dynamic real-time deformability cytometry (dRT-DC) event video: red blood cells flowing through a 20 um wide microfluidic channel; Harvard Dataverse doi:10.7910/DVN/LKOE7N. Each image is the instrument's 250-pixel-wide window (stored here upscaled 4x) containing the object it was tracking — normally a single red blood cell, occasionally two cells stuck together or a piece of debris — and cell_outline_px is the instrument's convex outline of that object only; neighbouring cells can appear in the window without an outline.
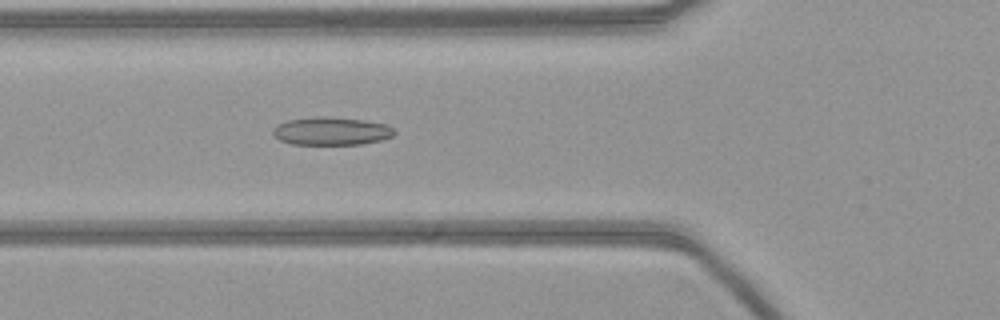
{"species": "common noctule bat (a hibernating species)", "species_latin": "Nyctalus noctula", "temperature_condition": "warm", "stored_images_in_passage": 47, "camera_frame_rate_fps": 3000, "um_per_image_px": 0.085, "animal": {"sex": "female", "body_mass_g": 21.9}, "frame": {"image": 1, "passage_image": 13, "time_ms": 4.0, "image_size_px": [1000, 320], "cell_outline_px": [[396, 132], [392, 136], [380, 140], [360, 144], [292, 144], [280, 140], [272, 136], [272, 128], [276, 124], [288, 120], [316, 116], [328, 116], [364, 120], [388, 124], [396, 128]], "centroid_in_image_um": [28.15, 11.13], "position_along_channel_um": 97.6, "area_um2": 20.11}}
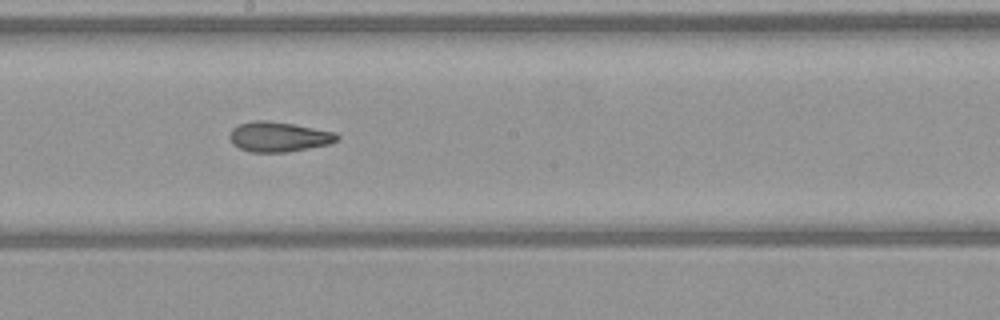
{"frame": {"image": 2, "passage_image": 23, "time_ms": 7.333, "image_size_px": [1000, 320], "cell_outline_px": [[340, 140], [328, 144], [288, 152], [252, 152], [240, 148], [232, 144], [228, 136], [232, 128], [240, 124], [252, 120], [264, 120], [292, 124], [336, 132], [340, 136]], "centroid_in_image_um": [23.68, 11.62], "position_along_channel_um": 224.5, "area_um2": 18.79}}
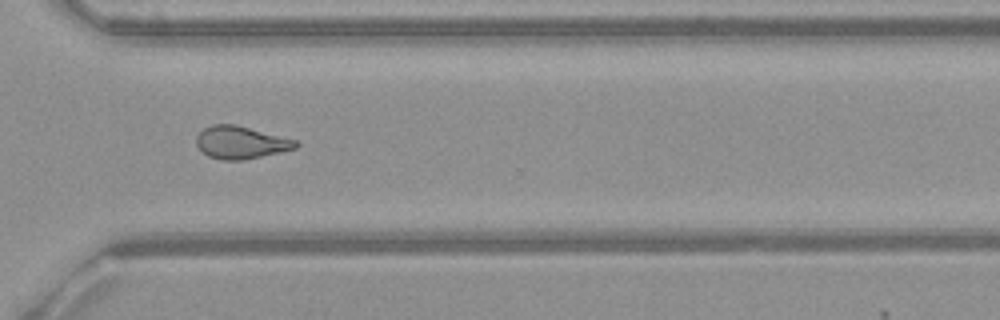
{"frame": {"image": 3, "passage_image": 33, "time_ms": 10.667, "image_size_px": [1000, 320], "cell_outline_px": [[300, 144], [296, 148], [260, 156], [240, 160], [224, 160], [208, 156], [196, 144], [196, 136], [204, 128], [212, 124], [236, 124], [296, 140]], "centroid_in_image_um": [20.45, 12.09], "position_along_channel_um": 350.1, "area_um2": 18.61}}